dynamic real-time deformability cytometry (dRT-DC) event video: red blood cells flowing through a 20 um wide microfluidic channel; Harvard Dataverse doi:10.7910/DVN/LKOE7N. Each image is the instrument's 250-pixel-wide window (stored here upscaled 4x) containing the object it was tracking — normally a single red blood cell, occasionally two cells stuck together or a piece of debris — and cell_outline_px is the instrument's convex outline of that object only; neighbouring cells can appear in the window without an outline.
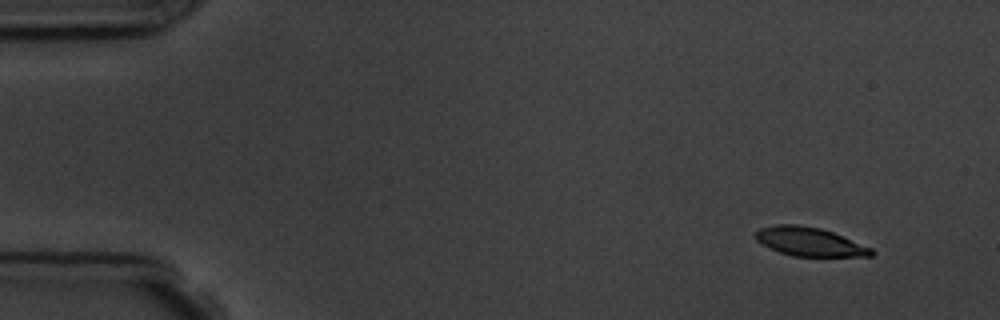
{"species": "common noctule bat (a hibernating species)", "species_latin": "Nyctalus noctula", "temperature_condition": "room temperature", "stored_images_in_passage": 6, "camera_frame_rate_fps": 3000, "um_per_image_px": 0.085, "animal": {"sex": "male", "body_mass_g": 19.5, "forearm_length_mm": 54.6}, "frame": {"image": 1, "passage_image": 1, "time_ms": 0.0, "image_size_px": [1000, 320], "cell_outline_px": [[876, 252], [872, 256], [792, 256], [780, 252], [760, 244], [756, 240], [756, 232], [760, 228], [776, 224], [796, 224], [820, 228], [832, 232], [872, 248]], "centroid_in_image_um": [68.8, 20.55], "position_along_channel_um": 16.2, "area_um2": 19.31}}
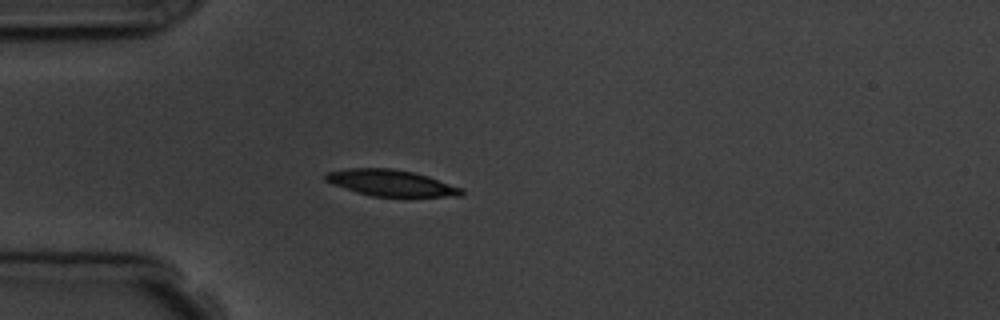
{"frame": {"image": 2, "passage_image": 4, "time_ms": 3.667, "image_size_px": [1000, 320], "cell_outline_px": [[464, 192], [460, 196], [372, 196], [356, 192], [332, 184], [324, 180], [324, 176], [328, 172], [348, 168], [392, 168], [412, 172], [428, 176], [464, 188]], "centroid_in_image_um": [33.23, 15.54], "position_along_channel_um": 51.8, "area_um2": 20.75}}